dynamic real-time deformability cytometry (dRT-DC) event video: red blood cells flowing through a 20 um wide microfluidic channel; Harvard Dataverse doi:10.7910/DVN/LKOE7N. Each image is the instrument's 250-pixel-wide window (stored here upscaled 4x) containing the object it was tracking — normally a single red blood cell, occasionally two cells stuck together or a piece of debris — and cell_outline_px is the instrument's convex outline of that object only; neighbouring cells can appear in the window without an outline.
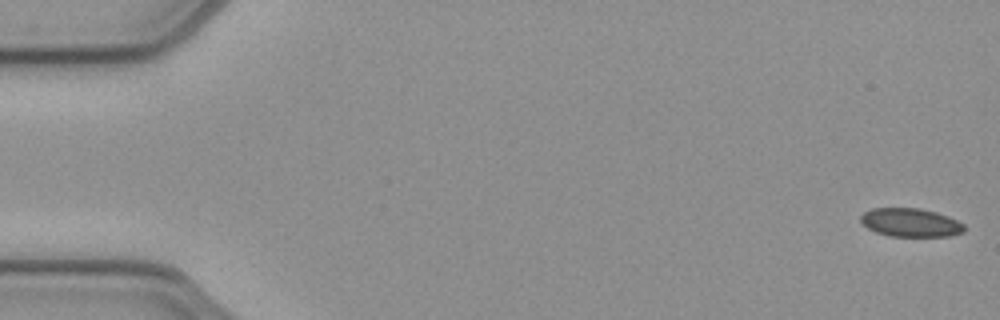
{"species": "common noctule bat (a hibernating species)", "species_latin": "Nyctalus noctula", "temperature_condition": "cold", "stored_images_in_passage": 52, "camera_frame_rate_fps": 3000, "um_per_image_px": 0.085, "animal": {"sex": "female", "body_mass_g": 21.9}, "frame": {"image": 1, "passage_image": 1, "time_ms": 0.0, "image_size_px": [1000, 320], "cell_outline_px": [[964, 232], [948, 236], [888, 236], [876, 232], [868, 228], [860, 220], [860, 216], [864, 212], [872, 208], [920, 208], [936, 212], [948, 216], [964, 224]], "centroid_in_image_um": [77.39, 18.91], "position_along_channel_um": 7.6, "area_um2": 17.17}}
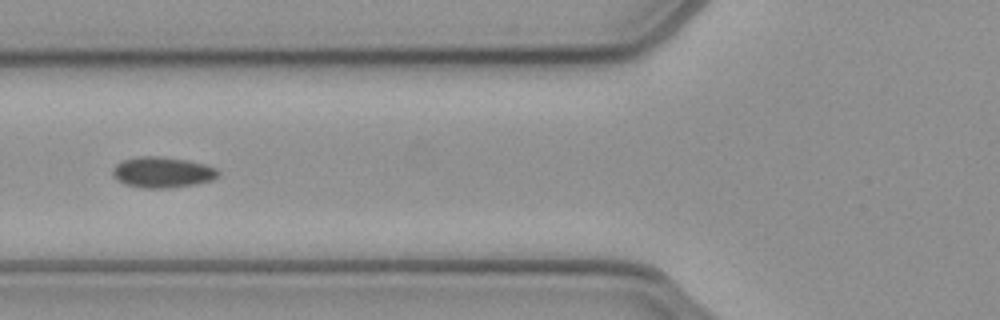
{"frame": {"image": 2, "passage_image": 20, "time_ms": 6.333, "image_size_px": [1000, 320], "cell_outline_px": [[220, 172], [212, 180], [192, 184], [168, 188], [144, 188], [124, 184], [116, 180], [112, 176], [112, 168], [120, 160], [140, 156], [160, 156], [188, 160], [204, 164], [216, 168]], "centroid_in_image_um": [13.74, 14.63], "position_along_channel_um": 112.1, "area_um2": 19.02}}
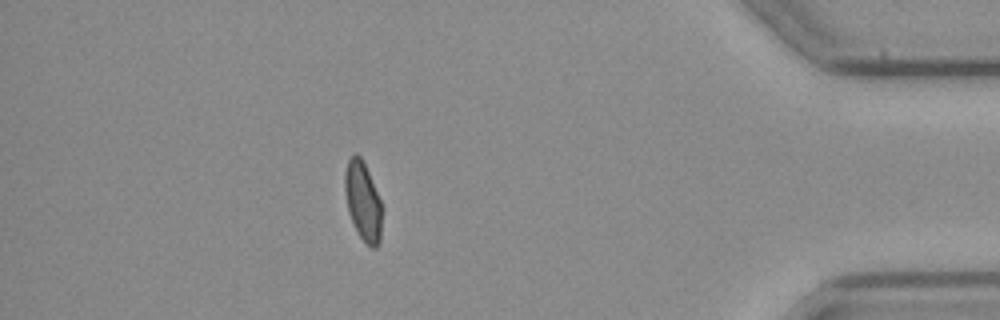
{"frame": {"image": 3, "passage_image": 46, "time_ms": 15.0, "image_size_px": [1000, 320], "cell_outline_px": [[384, 208], [380, 244], [376, 248], [372, 248], [360, 236], [348, 212], [344, 188], [344, 172], [348, 160], [356, 152], [360, 156], [368, 172]], "centroid_in_image_um": [30.88, 17.13], "position_along_channel_um": 404.3, "area_um2": 17.28}, "authors_computed_cell_mechanics": {"area_um2": 17.8313, "velocity_mm_per_s": 3.9202, "shape_relaxation_time_tau1_ms": null, "shape_relaxation_time_tau2_ms": 3.38, "deformation_change_tau1": null, "deformation_change_tau2": 0.0463}}